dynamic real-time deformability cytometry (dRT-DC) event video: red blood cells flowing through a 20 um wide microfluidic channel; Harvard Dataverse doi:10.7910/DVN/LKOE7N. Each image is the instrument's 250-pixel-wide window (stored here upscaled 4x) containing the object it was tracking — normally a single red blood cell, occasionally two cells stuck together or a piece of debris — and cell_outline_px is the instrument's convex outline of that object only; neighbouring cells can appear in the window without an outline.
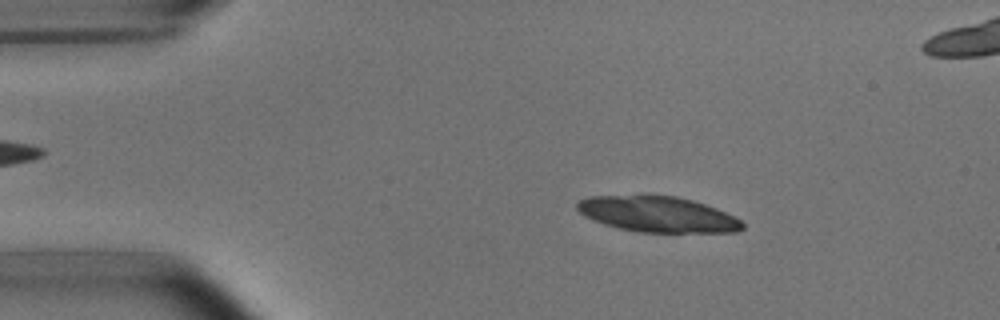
{"species": "common noctule bat (a hibernating species)", "species_latin": "Nyctalus noctula", "temperature_condition": "room temperature", "stored_images_in_passage": 6, "camera_frame_rate_fps": 3000, "um_per_image_px": 0.085, "animal": {"sex": "male", "body_mass_g": 15.6}, "frame": {"image": 1, "passage_image": 2, "time_ms": 1.0, "image_size_px": [1000, 320], "cell_outline_px": [[744, 228], [736, 232], [636, 232], [604, 224], [592, 220], [584, 216], [576, 208], [576, 204], [580, 200], [588, 196], [676, 196], [692, 200], [716, 208], [740, 220], [744, 224]], "centroid_in_image_um": [55.88, 18.22], "position_along_channel_um": 29.1, "area_um2": 34.04}}